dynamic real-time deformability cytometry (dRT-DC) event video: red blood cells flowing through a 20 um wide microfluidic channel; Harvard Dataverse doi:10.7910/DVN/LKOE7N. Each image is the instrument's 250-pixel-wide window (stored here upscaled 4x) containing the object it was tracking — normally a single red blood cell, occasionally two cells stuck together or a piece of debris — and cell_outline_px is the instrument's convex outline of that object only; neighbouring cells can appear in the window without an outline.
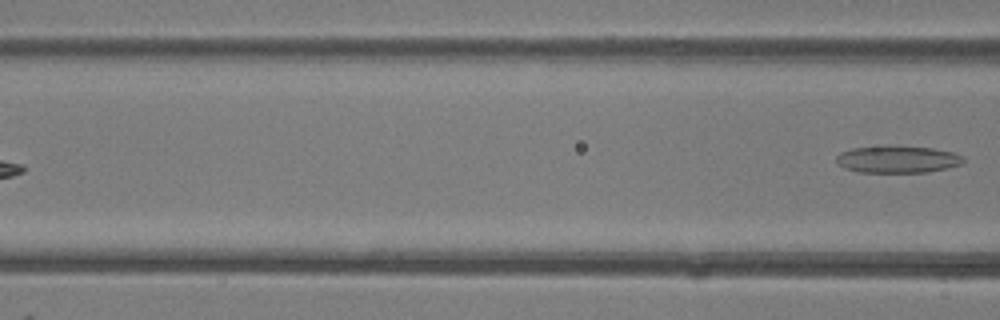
{"species": "common noctule bat (a hibernating species)", "species_latin": "Nyctalus noctula", "temperature_condition": "room temperature", "stored_images_in_passage": 5, "camera_frame_rate_fps": 3000, "um_per_image_px": 0.085, "animal": {"sex": "female"}, "frame": {"image": 1, "passage_image": 5, "time_ms": 1.333, "image_size_px": [1000, 320], "cell_outline_px": [[964, 160], [960, 164], [948, 168], [928, 172], [860, 172], [844, 168], [836, 160], [836, 156], [840, 152], [852, 148], [884, 144], [932, 148], [952, 152], [964, 156]], "centroid_in_image_um": [76.27, 13.52], "position_along_channel_um": 90.3, "area_um2": 20.4}}